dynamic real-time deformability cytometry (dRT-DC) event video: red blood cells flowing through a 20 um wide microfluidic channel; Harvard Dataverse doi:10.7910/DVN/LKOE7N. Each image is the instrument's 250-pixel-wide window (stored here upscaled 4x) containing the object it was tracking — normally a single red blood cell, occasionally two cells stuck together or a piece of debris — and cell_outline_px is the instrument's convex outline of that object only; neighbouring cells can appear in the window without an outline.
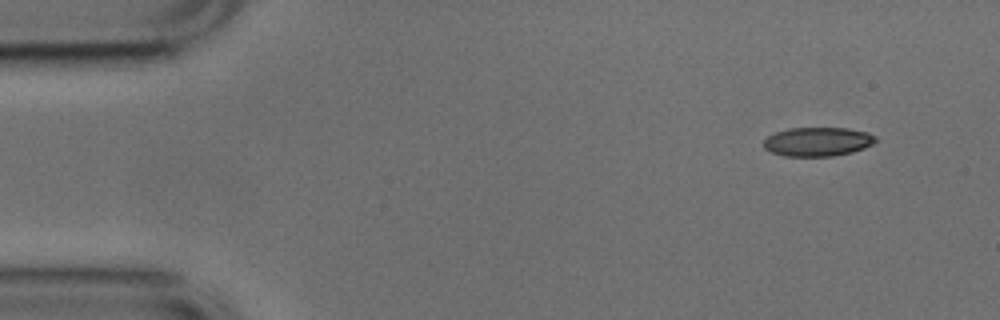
{"species": "common noctule bat (a hibernating species)", "species_latin": "Nyctalus noctula", "temperature_condition": "cold", "stored_images_in_passage": 49, "camera_frame_rate_fps": 3000, "um_per_image_px": 0.085, "animal": {"sex": "male", "body_mass_g": 17.9, "forearm_length_mm": 54.2}, "frame": {"image": 1, "passage_image": 1, "time_ms": 0.0, "image_size_px": [1000, 320], "cell_outline_px": [[880, 140], [864, 148], [852, 152], [832, 156], [784, 156], [772, 152], [764, 148], [764, 140], [768, 136], [776, 132], [788, 128], [848, 128], [868, 132], [876, 136]], "centroid_in_image_um": [69.54, 12.04], "position_along_channel_um": 15.5, "area_um2": 19.02}}
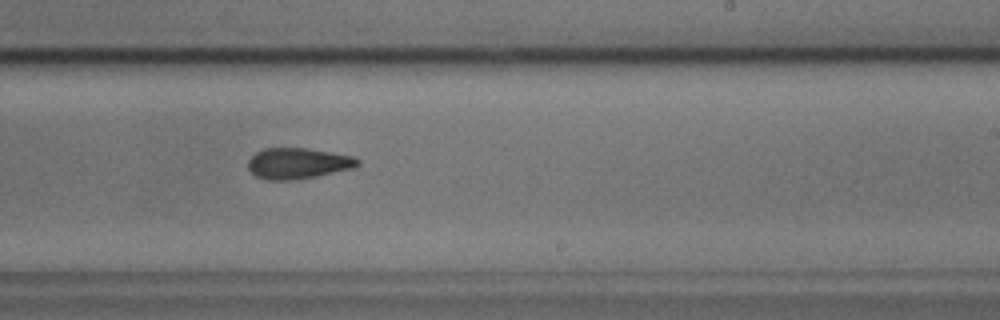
{"frame": {"image": 2, "passage_image": 28, "time_ms": 9.0, "image_size_px": [1000, 320], "cell_outline_px": [[360, 164], [352, 168], [316, 176], [288, 180], [268, 180], [256, 176], [248, 168], [248, 160], [256, 152], [264, 148], [308, 148], [332, 152], [352, 156], [360, 160]], "centroid_in_image_um": [25.31, 13.87], "position_along_channel_um": 263.7, "area_um2": 19.59}}
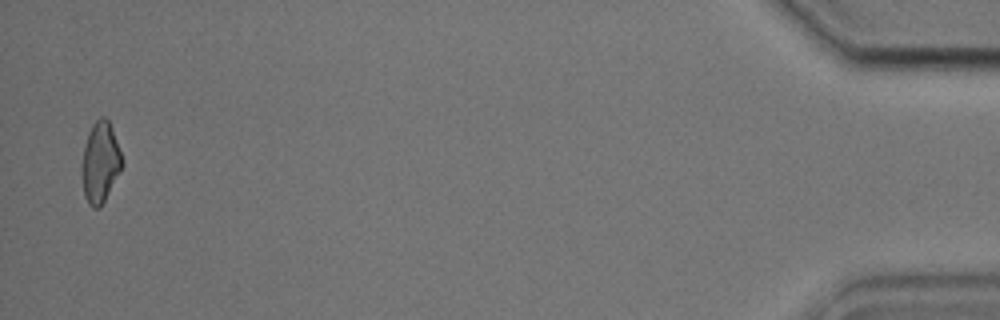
{"frame": {"image": 3, "passage_image": 48, "time_ms": 15.667, "image_size_px": [1000, 320], "cell_outline_px": [[124, 164], [100, 208], [92, 208], [88, 204], [84, 196], [80, 168], [80, 164], [84, 144], [88, 132], [92, 124], [100, 116], [104, 116], [108, 120], [112, 128], [124, 160]], "centroid_in_image_um": [8.5, 13.79], "position_along_channel_um": 426.7, "area_um2": 19.36}, "authors_computed_cell_mechanics": {"area_um2": 19.5364, "velocity_mm_per_s": 3.7893, "shape_relaxation_time_tau1_ms": 10.2196, "shape_relaxation_time_tau2_ms": 3.9792, "deformation_change_tau1": 0.2151, "deformation_change_tau2": 0.1177}}